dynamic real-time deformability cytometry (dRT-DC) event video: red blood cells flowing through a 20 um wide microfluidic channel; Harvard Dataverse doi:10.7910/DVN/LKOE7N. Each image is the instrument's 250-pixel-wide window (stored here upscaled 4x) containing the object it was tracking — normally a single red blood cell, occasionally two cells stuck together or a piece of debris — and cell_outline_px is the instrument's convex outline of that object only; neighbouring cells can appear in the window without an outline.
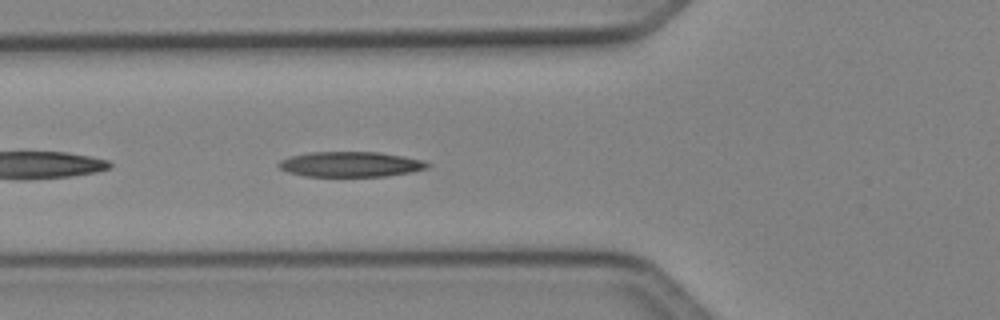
{"species": "Egyptian fruit bat (a non-hibernating species)", "species_latin": "Rousettus aegyptiacus", "temperature_condition": "cold", "stored_images_in_passage": 36, "camera_frame_rate_fps": 3000, "um_per_image_px": 0.085, "animal": {"sex": "female"}, "frame": {"image": 1, "passage_image": 4, "time_ms": 1.0, "image_size_px": [1000, 320], "cell_outline_px": [[432, 164], [428, 168], [412, 172], [384, 176], [304, 176], [288, 172], [280, 168], [276, 164], [280, 160], [288, 156], [312, 152], [380, 152], [404, 156], [424, 160]], "centroid_in_image_um": [29.81, 13.96], "position_along_channel_um": 96.0, "area_um2": 22.02}}
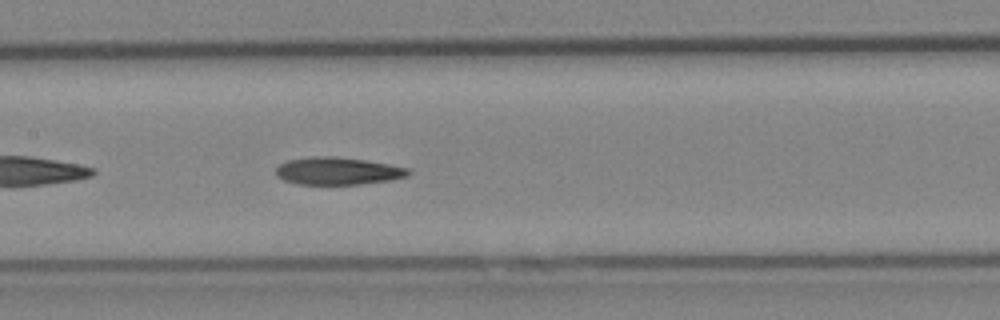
{"frame": {"image": 2, "passage_image": 10, "time_ms": 3.0, "image_size_px": [1000, 320], "cell_outline_px": [[412, 172], [408, 176], [388, 180], [360, 184], [296, 184], [284, 180], [276, 176], [276, 168], [280, 164], [288, 160], [312, 156], [332, 156], [364, 160], [388, 164], [408, 168]], "centroid_in_image_um": [28.69, 14.53], "position_along_channel_um": 178.7, "area_um2": 21.1}}
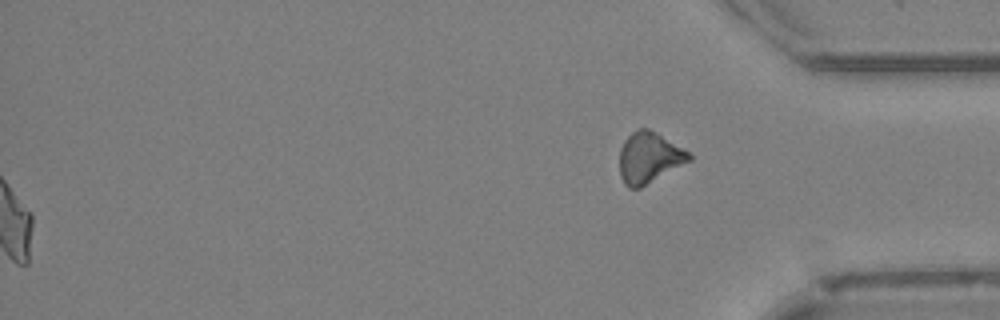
{"frame": {"image": 3, "passage_image": 36, "time_ms": 11.667, "image_size_px": [1000, 320], "cell_outline_px": [[692, 160], [640, 188], [628, 188], [624, 184], [620, 176], [620, 148], [624, 140], [636, 128], [648, 128], [656, 132], [688, 152], [692, 156]], "centroid_in_image_um": [55.15, 13.41], "position_along_channel_um": 380.0, "area_um2": 20.58}, "authors_computed_cell_mechanics": {"area_um2": 20.9236, "velocity_mm_per_s": 4.1361, "shape_relaxation_time_tau1_ms": 9.6681, "shape_relaxation_time_tau2_ms": 6.2031, "deformation_change_tau1": 0.2526, "deformation_change_tau2": 0.1694}}